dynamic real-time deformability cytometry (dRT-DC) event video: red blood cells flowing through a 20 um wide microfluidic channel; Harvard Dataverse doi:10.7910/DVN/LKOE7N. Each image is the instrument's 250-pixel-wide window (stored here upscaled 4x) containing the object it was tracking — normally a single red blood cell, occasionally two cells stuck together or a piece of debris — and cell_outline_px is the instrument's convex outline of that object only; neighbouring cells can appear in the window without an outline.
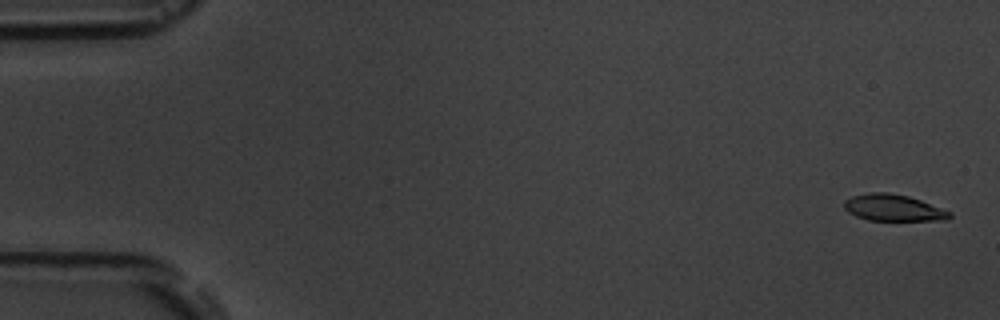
{"species": "common noctule bat (a hibernating species)", "species_latin": "Nyctalus noctula", "temperature_condition": "room temperature", "stored_images_in_passage": 7, "camera_frame_rate_fps": 3000, "um_per_image_px": 0.085, "animal": {"sex": "male", "body_mass_g": 19.5, "forearm_length_mm": 54.6}, "frame": {"image": 1, "passage_image": 1, "time_ms": 0.0, "image_size_px": [1000, 320], "cell_outline_px": [[952, 216], [948, 220], [868, 220], [856, 216], [848, 212], [844, 208], [844, 200], [852, 196], [868, 192], [888, 192], [908, 196], [920, 200], [952, 212]], "centroid_in_image_um": [75.92, 17.66], "position_along_channel_um": 9.1, "area_um2": 16.36}}
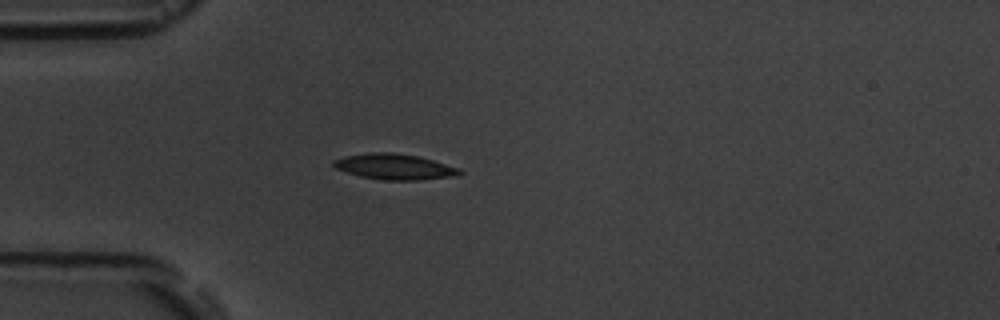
{"frame": {"image": 2, "passage_image": 5, "time_ms": 4.667, "image_size_px": [1000, 320], "cell_outline_px": [[464, 172], [460, 176], [416, 180], [384, 180], [360, 176], [336, 168], [332, 164], [332, 160], [344, 156], [372, 152], [392, 152], [420, 156], [460, 168]], "centroid_in_image_um": [33.59, 14.16], "position_along_channel_um": 51.4, "area_um2": 19.02}}
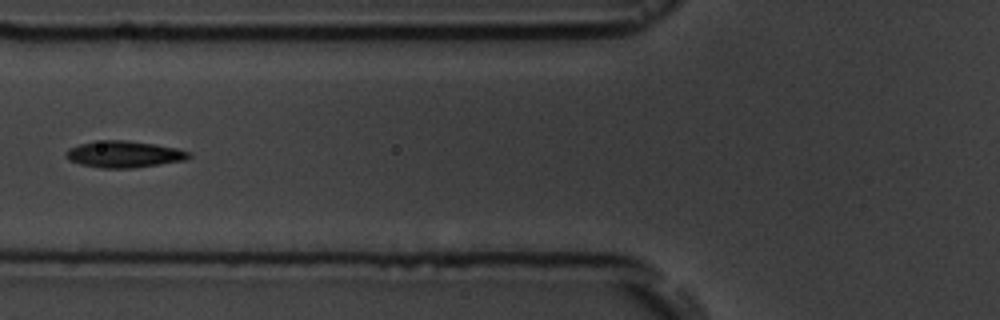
{"frame": {"image": 3, "passage_image": 7, "time_ms": 6.667, "image_size_px": [1000, 320], "cell_outline_px": [[192, 156], [184, 160], [132, 168], [100, 168], [80, 164], [68, 160], [64, 156], [64, 152], [68, 148], [80, 144], [104, 140], [128, 140], [156, 144], [176, 148], [192, 152]], "centroid_in_image_um": [10.52, 13.11], "position_along_channel_um": 115.3, "area_um2": 19.13}}